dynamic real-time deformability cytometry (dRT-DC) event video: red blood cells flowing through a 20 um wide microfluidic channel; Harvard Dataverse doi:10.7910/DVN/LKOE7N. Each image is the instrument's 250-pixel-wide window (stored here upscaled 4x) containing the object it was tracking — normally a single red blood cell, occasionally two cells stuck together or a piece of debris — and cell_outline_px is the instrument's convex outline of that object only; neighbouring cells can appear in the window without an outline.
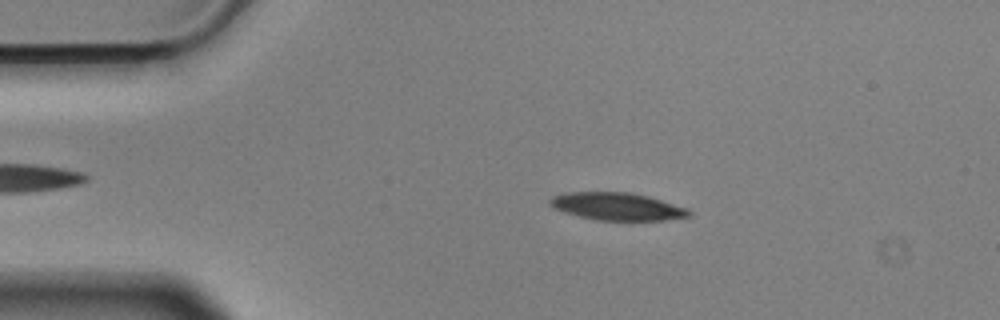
{"species": "Egyptian fruit bat (a non-hibernating species)", "species_latin": "Rousettus aegyptiacus", "temperature_condition": "cold", "stored_images_in_passage": 48, "camera_frame_rate_fps": 3000, "um_per_image_px": 0.085, "animal": {"sex": "male"}, "frame": {"image": 1, "passage_image": 10, "time_ms": 3.0, "image_size_px": [1000, 320], "cell_outline_px": [[692, 216], [664, 220], [596, 220], [564, 212], [548, 204], [548, 200], [552, 196], [564, 192], [632, 192], [648, 196], [688, 208], [692, 212]], "centroid_in_image_um": [52.46, 17.54], "position_along_channel_um": 32.5, "area_um2": 22.43}}
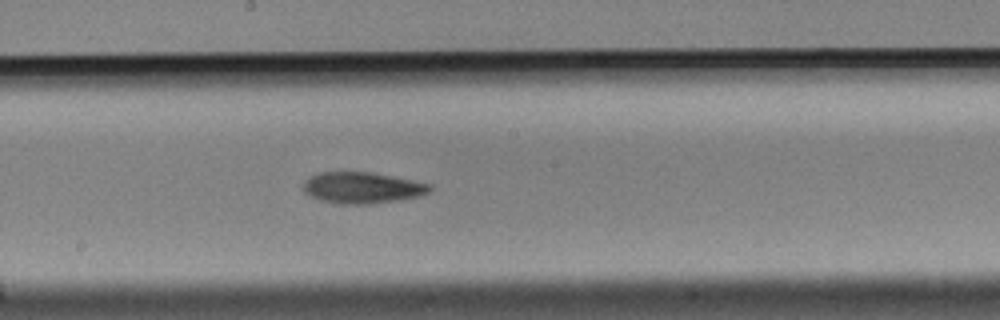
{"frame": {"image": 2, "passage_image": 29, "time_ms": 9.333, "image_size_px": [1000, 320], "cell_outline_px": [[432, 188], [428, 192], [416, 196], [396, 200], [372, 204], [336, 204], [320, 200], [308, 196], [304, 192], [304, 184], [312, 176], [320, 172], [372, 172], [432, 184]], "centroid_in_image_um": [30.77, 15.96], "position_along_channel_um": 217.4, "area_um2": 22.89}}
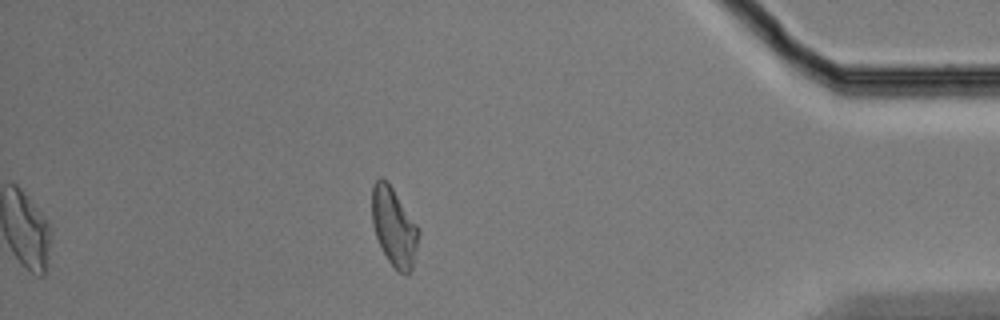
{"frame": {"image": 3, "passage_image": 48, "time_ms": 15.667, "image_size_px": [1000, 320], "cell_outline_px": [[420, 236], [412, 268], [404, 276], [388, 260], [376, 236], [372, 224], [372, 184], [380, 176], [388, 180], [420, 228]], "centroid_in_image_um": [33.5, 19.23], "position_along_channel_um": 401.7, "area_um2": 21.56}, "authors_computed_cell_mechanics": {"area_um2": 22.5709, "velocity_mm_per_s": 3.5691, "shape_relaxation_time_tau1_ms": 5.9182, "shape_relaxation_time_tau2_ms": null, "deformation_change_tau1": 0.1484, "deformation_change_tau2": null}}